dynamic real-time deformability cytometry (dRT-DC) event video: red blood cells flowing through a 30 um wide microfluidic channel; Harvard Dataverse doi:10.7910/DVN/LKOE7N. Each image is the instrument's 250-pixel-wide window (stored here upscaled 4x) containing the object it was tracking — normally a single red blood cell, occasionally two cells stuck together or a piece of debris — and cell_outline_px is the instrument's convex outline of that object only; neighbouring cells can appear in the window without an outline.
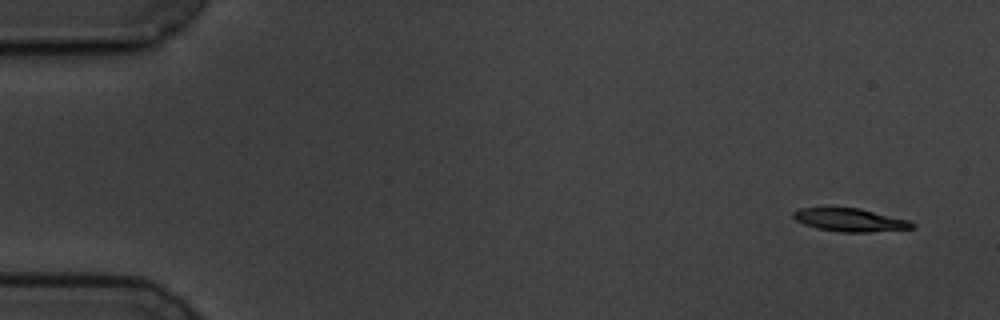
{"species": "common noctule bat (a hibernating species)", "species_latin": "Nyctalus noctula", "temperature_condition": "cold", "stored_images_in_passage": 4, "camera_frame_rate_fps": 3000, "um_per_image_px": 0.085, "animal": {"sex": "male", "body_mass_g": 19.5, "forearm_length_mm": 54.6}, "frame": {"image": 1, "passage_image": 1, "time_ms": 0.0, "image_size_px": [1000, 320], "cell_outline_px": [[916, 228], [868, 232], [840, 232], [816, 228], [804, 224], [796, 220], [792, 216], [792, 212], [800, 208], [860, 208], [908, 220], [916, 224]], "centroid_in_image_um": [72.26, 18.7], "position_along_channel_um": 12.7, "area_um2": 15.95}}
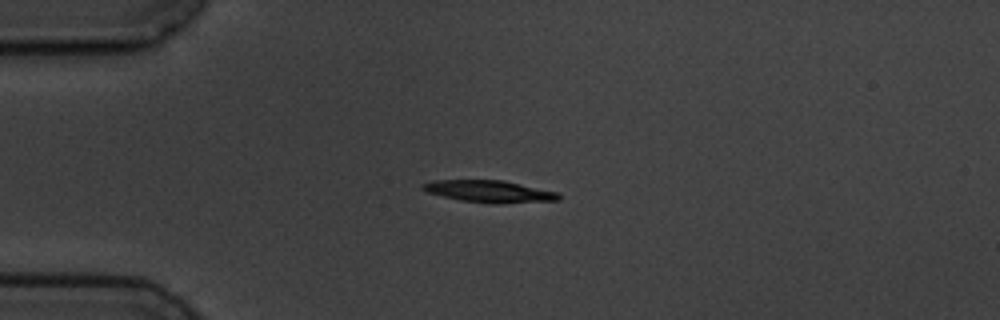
{"frame": {"image": 2, "passage_image": 4, "time_ms": 3.667, "image_size_px": [1000, 320], "cell_outline_px": [[560, 200], [500, 204], [492, 204], [460, 200], [424, 192], [420, 188], [420, 184], [436, 180], [504, 180], [556, 192], [560, 196]], "centroid_in_image_um": [41.54, 16.27], "position_along_channel_um": 43.5, "area_um2": 17.57}}